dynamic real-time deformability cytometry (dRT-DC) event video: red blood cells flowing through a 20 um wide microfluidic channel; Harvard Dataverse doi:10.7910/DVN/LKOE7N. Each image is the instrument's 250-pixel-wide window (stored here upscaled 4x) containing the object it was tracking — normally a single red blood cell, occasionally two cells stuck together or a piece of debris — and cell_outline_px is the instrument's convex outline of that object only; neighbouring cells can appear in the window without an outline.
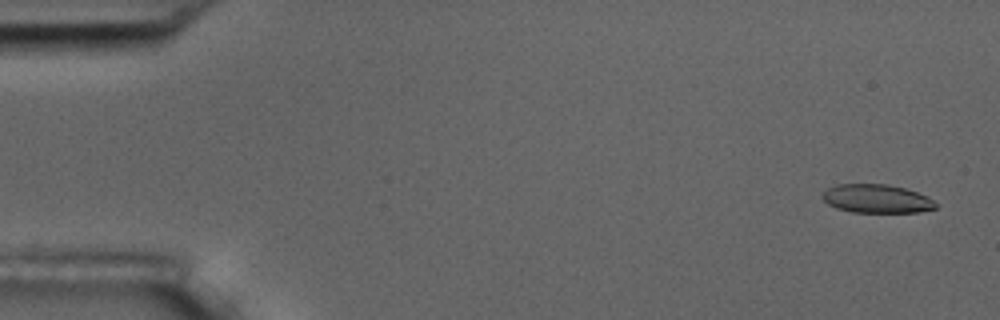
{"species": "common noctule bat (a hibernating species)", "species_latin": "Nyctalus noctula", "temperature_condition": "room temperature", "stored_images_in_passage": 4, "camera_frame_rate_fps": 3000, "um_per_image_px": 0.085, "animal": {"sex": "male", "body_mass_g": 17.5, "forearm_length_mm": 52.3}, "frame": {"image": 1, "passage_image": 1, "time_ms": 0.0, "image_size_px": [1000, 320], "cell_outline_px": [[936, 208], [916, 212], [852, 212], [836, 208], [828, 204], [820, 196], [828, 188], [836, 184], [888, 184], [904, 188], [928, 196], [936, 204]], "centroid_in_image_um": [74.48, 16.88], "position_along_channel_um": 10.5, "area_um2": 18.79}}
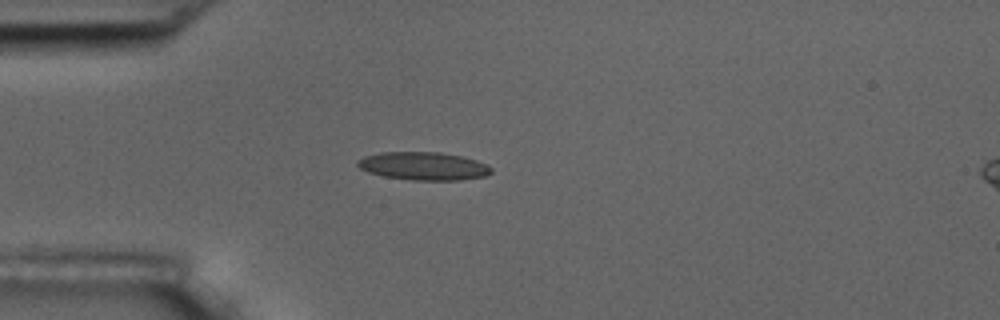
{"frame": {"image": 2, "passage_image": 4, "time_ms": 4.333, "image_size_px": [1000, 320], "cell_outline_px": [[492, 172], [484, 176], [460, 180], [412, 180], [384, 176], [368, 172], [360, 168], [356, 164], [356, 160], [364, 156], [380, 152], [440, 152], [460, 156], [476, 160], [492, 168]], "centroid_in_image_um": [35.96, 14.11], "position_along_channel_um": 49.0, "area_um2": 21.79}}